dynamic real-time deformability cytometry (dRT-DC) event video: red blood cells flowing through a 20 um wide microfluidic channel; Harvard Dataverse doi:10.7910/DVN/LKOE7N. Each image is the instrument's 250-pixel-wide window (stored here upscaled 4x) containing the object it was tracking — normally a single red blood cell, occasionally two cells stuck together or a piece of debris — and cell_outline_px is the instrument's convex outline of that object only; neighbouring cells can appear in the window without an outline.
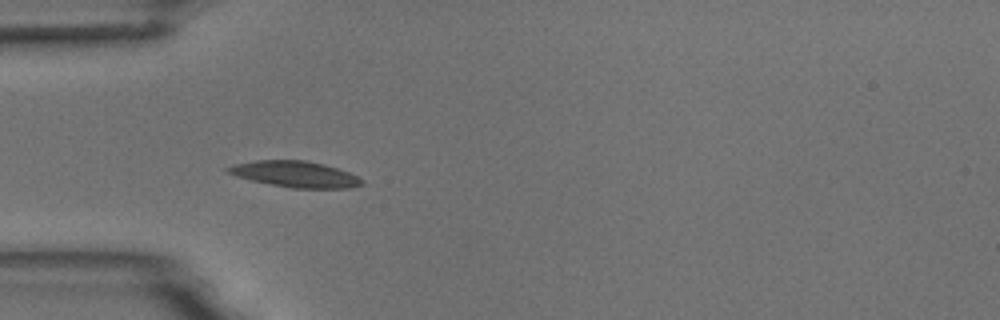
{"species": "common noctule bat (a hibernating species)", "species_latin": "Nyctalus noctula", "temperature_condition": "room temperature", "stored_images_in_passage": 2, "camera_frame_rate_fps": 3000, "um_per_image_px": 0.085, "animal": {"sex": "male", "body_mass_g": 18.8}, "frame": {"image": 1, "passage_image": 1, "time_ms": 0.0, "image_size_px": [1000, 320], "cell_outline_px": [[364, 184], [352, 188], [292, 188], [252, 180], [236, 176], [228, 172], [224, 168], [236, 164], [256, 160], [308, 160], [324, 164], [348, 172], [364, 180]], "centroid_in_image_um": [25.12, 14.8], "position_along_channel_um": 59.9, "area_um2": 20.23}}